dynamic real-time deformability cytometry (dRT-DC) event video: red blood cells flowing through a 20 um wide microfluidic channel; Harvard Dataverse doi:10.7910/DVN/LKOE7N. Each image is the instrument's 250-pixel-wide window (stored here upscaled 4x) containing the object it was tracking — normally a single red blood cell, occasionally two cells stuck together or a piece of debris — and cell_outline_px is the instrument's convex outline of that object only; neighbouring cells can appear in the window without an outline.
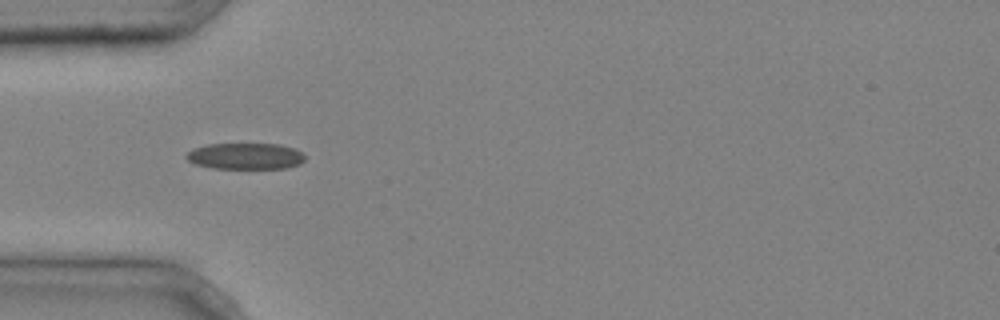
{"species": "common noctule bat (a hibernating species)", "species_latin": "Nyctalus noctula", "temperature_condition": "cold", "stored_images_in_passage": 4, "camera_frame_rate_fps": 3000, "um_per_image_px": 0.085, "animal": {"sex": "male", "body_mass_g": 20.4}, "frame": {"image": 1, "passage_image": 3, "time_ms": 0.667, "image_size_px": [1000, 320], "cell_outline_px": [[304, 160], [300, 164], [288, 168], [212, 168], [196, 164], [188, 160], [184, 156], [192, 148], [208, 144], [280, 144], [292, 148], [300, 152], [304, 156]], "centroid_in_image_um": [20.83, 13.27], "position_along_channel_um": 64.2, "area_um2": 18.09}}